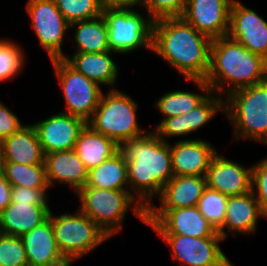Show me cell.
Returning a JSON list of instances; mask_svg holds the SVG:
<instances>
[{"label": "cell", "mask_w": 267, "mask_h": 266, "mask_svg": "<svg viewBox=\"0 0 267 266\" xmlns=\"http://www.w3.org/2000/svg\"><path fill=\"white\" fill-rule=\"evenodd\" d=\"M227 200V195L207 187L198 201L197 208L216 231L223 226Z\"/></svg>", "instance_id": "1f68e13d"}, {"label": "cell", "mask_w": 267, "mask_h": 266, "mask_svg": "<svg viewBox=\"0 0 267 266\" xmlns=\"http://www.w3.org/2000/svg\"><path fill=\"white\" fill-rule=\"evenodd\" d=\"M50 61L66 104V110L62 112L79 117L87 123L104 91L98 83L78 72L64 58Z\"/></svg>", "instance_id": "9c48e42d"}, {"label": "cell", "mask_w": 267, "mask_h": 266, "mask_svg": "<svg viewBox=\"0 0 267 266\" xmlns=\"http://www.w3.org/2000/svg\"><path fill=\"white\" fill-rule=\"evenodd\" d=\"M224 266H234V264H232L230 261L228 263H226Z\"/></svg>", "instance_id": "b9f144b4"}, {"label": "cell", "mask_w": 267, "mask_h": 266, "mask_svg": "<svg viewBox=\"0 0 267 266\" xmlns=\"http://www.w3.org/2000/svg\"><path fill=\"white\" fill-rule=\"evenodd\" d=\"M48 190L49 189L12 186L11 203H32V205L48 206Z\"/></svg>", "instance_id": "8d00e7d4"}, {"label": "cell", "mask_w": 267, "mask_h": 266, "mask_svg": "<svg viewBox=\"0 0 267 266\" xmlns=\"http://www.w3.org/2000/svg\"><path fill=\"white\" fill-rule=\"evenodd\" d=\"M25 51L12 40L0 39V83L12 81L25 68Z\"/></svg>", "instance_id": "4dcf8cb0"}, {"label": "cell", "mask_w": 267, "mask_h": 266, "mask_svg": "<svg viewBox=\"0 0 267 266\" xmlns=\"http://www.w3.org/2000/svg\"><path fill=\"white\" fill-rule=\"evenodd\" d=\"M217 148L203 139H178L170 144L171 165L174 176H206Z\"/></svg>", "instance_id": "e0dca14e"}, {"label": "cell", "mask_w": 267, "mask_h": 266, "mask_svg": "<svg viewBox=\"0 0 267 266\" xmlns=\"http://www.w3.org/2000/svg\"><path fill=\"white\" fill-rule=\"evenodd\" d=\"M227 35L267 60V21L239 0L231 3Z\"/></svg>", "instance_id": "4fadbf2b"}, {"label": "cell", "mask_w": 267, "mask_h": 266, "mask_svg": "<svg viewBox=\"0 0 267 266\" xmlns=\"http://www.w3.org/2000/svg\"><path fill=\"white\" fill-rule=\"evenodd\" d=\"M4 163H5L4 157L0 149V177L4 176Z\"/></svg>", "instance_id": "60d3db41"}, {"label": "cell", "mask_w": 267, "mask_h": 266, "mask_svg": "<svg viewBox=\"0 0 267 266\" xmlns=\"http://www.w3.org/2000/svg\"><path fill=\"white\" fill-rule=\"evenodd\" d=\"M28 266H71L61 254L50 218L22 236Z\"/></svg>", "instance_id": "ffe728a7"}, {"label": "cell", "mask_w": 267, "mask_h": 266, "mask_svg": "<svg viewBox=\"0 0 267 266\" xmlns=\"http://www.w3.org/2000/svg\"><path fill=\"white\" fill-rule=\"evenodd\" d=\"M206 188V176H173L157 197L160 206L152 203L146 210H170L197 206Z\"/></svg>", "instance_id": "44dd1931"}, {"label": "cell", "mask_w": 267, "mask_h": 266, "mask_svg": "<svg viewBox=\"0 0 267 266\" xmlns=\"http://www.w3.org/2000/svg\"><path fill=\"white\" fill-rule=\"evenodd\" d=\"M233 0H186L181 17L211 39L226 36L229 31Z\"/></svg>", "instance_id": "2e32d148"}, {"label": "cell", "mask_w": 267, "mask_h": 266, "mask_svg": "<svg viewBox=\"0 0 267 266\" xmlns=\"http://www.w3.org/2000/svg\"><path fill=\"white\" fill-rule=\"evenodd\" d=\"M4 177L12 186L33 189H52L49 187L45 164L26 165L13 162L4 163Z\"/></svg>", "instance_id": "f546056e"}, {"label": "cell", "mask_w": 267, "mask_h": 266, "mask_svg": "<svg viewBox=\"0 0 267 266\" xmlns=\"http://www.w3.org/2000/svg\"><path fill=\"white\" fill-rule=\"evenodd\" d=\"M111 50L101 53L74 52L63 58L78 72L99 85L109 86V90L115 88L119 74L118 65L114 62Z\"/></svg>", "instance_id": "603a6c76"}, {"label": "cell", "mask_w": 267, "mask_h": 266, "mask_svg": "<svg viewBox=\"0 0 267 266\" xmlns=\"http://www.w3.org/2000/svg\"><path fill=\"white\" fill-rule=\"evenodd\" d=\"M186 0H140L139 6L155 21L167 17H181Z\"/></svg>", "instance_id": "e575fe53"}, {"label": "cell", "mask_w": 267, "mask_h": 266, "mask_svg": "<svg viewBox=\"0 0 267 266\" xmlns=\"http://www.w3.org/2000/svg\"><path fill=\"white\" fill-rule=\"evenodd\" d=\"M74 29L75 52L101 53L109 51L108 27L103 15L70 24Z\"/></svg>", "instance_id": "83f0119b"}, {"label": "cell", "mask_w": 267, "mask_h": 266, "mask_svg": "<svg viewBox=\"0 0 267 266\" xmlns=\"http://www.w3.org/2000/svg\"><path fill=\"white\" fill-rule=\"evenodd\" d=\"M26 12L39 43L50 60L63 58V41L70 23L61 14L54 0H28Z\"/></svg>", "instance_id": "30bf717a"}, {"label": "cell", "mask_w": 267, "mask_h": 266, "mask_svg": "<svg viewBox=\"0 0 267 266\" xmlns=\"http://www.w3.org/2000/svg\"><path fill=\"white\" fill-rule=\"evenodd\" d=\"M146 225L158 235L222 237L197 206L170 210H146Z\"/></svg>", "instance_id": "8fae6325"}, {"label": "cell", "mask_w": 267, "mask_h": 266, "mask_svg": "<svg viewBox=\"0 0 267 266\" xmlns=\"http://www.w3.org/2000/svg\"><path fill=\"white\" fill-rule=\"evenodd\" d=\"M266 79L267 60L262 56L228 35L212 39L210 67L205 78L212 92L225 98L235 90Z\"/></svg>", "instance_id": "3957f363"}, {"label": "cell", "mask_w": 267, "mask_h": 266, "mask_svg": "<svg viewBox=\"0 0 267 266\" xmlns=\"http://www.w3.org/2000/svg\"><path fill=\"white\" fill-rule=\"evenodd\" d=\"M50 206L10 203L0 213V233L22 236L49 218Z\"/></svg>", "instance_id": "d4e9b609"}, {"label": "cell", "mask_w": 267, "mask_h": 266, "mask_svg": "<svg viewBox=\"0 0 267 266\" xmlns=\"http://www.w3.org/2000/svg\"><path fill=\"white\" fill-rule=\"evenodd\" d=\"M49 218L55 240L63 257L71 264L89 254L110 237L88 216L78 209L75 213L53 215Z\"/></svg>", "instance_id": "52a82bcc"}, {"label": "cell", "mask_w": 267, "mask_h": 266, "mask_svg": "<svg viewBox=\"0 0 267 266\" xmlns=\"http://www.w3.org/2000/svg\"><path fill=\"white\" fill-rule=\"evenodd\" d=\"M212 39L182 17H167L153 23L152 51L186 80H205L210 67Z\"/></svg>", "instance_id": "7a4b0ae2"}, {"label": "cell", "mask_w": 267, "mask_h": 266, "mask_svg": "<svg viewBox=\"0 0 267 266\" xmlns=\"http://www.w3.org/2000/svg\"><path fill=\"white\" fill-rule=\"evenodd\" d=\"M251 190L267 214V156L252 165Z\"/></svg>", "instance_id": "d590c367"}, {"label": "cell", "mask_w": 267, "mask_h": 266, "mask_svg": "<svg viewBox=\"0 0 267 266\" xmlns=\"http://www.w3.org/2000/svg\"><path fill=\"white\" fill-rule=\"evenodd\" d=\"M219 111L224 113V98L212 92L193 110L183 115L161 119L153 131L160 139L168 143V138L177 136L183 138L198 131L215 118Z\"/></svg>", "instance_id": "5bb4252c"}, {"label": "cell", "mask_w": 267, "mask_h": 266, "mask_svg": "<svg viewBox=\"0 0 267 266\" xmlns=\"http://www.w3.org/2000/svg\"><path fill=\"white\" fill-rule=\"evenodd\" d=\"M17 115L0 101V142L24 126Z\"/></svg>", "instance_id": "74e56055"}, {"label": "cell", "mask_w": 267, "mask_h": 266, "mask_svg": "<svg viewBox=\"0 0 267 266\" xmlns=\"http://www.w3.org/2000/svg\"><path fill=\"white\" fill-rule=\"evenodd\" d=\"M139 1L140 0H100L103 8H135V6L139 7Z\"/></svg>", "instance_id": "ab89813d"}, {"label": "cell", "mask_w": 267, "mask_h": 266, "mask_svg": "<svg viewBox=\"0 0 267 266\" xmlns=\"http://www.w3.org/2000/svg\"><path fill=\"white\" fill-rule=\"evenodd\" d=\"M44 163L50 188L56 183L66 184L76 194L87 183L89 170L74 149L46 154Z\"/></svg>", "instance_id": "7402d4cb"}, {"label": "cell", "mask_w": 267, "mask_h": 266, "mask_svg": "<svg viewBox=\"0 0 267 266\" xmlns=\"http://www.w3.org/2000/svg\"><path fill=\"white\" fill-rule=\"evenodd\" d=\"M120 155L127 162L130 193L147 209L174 174L170 143L152 130L118 144Z\"/></svg>", "instance_id": "6da1fadb"}, {"label": "cell", "mask_w": 267, "mask_h": 266, "mask_svg": "<svg viewBox=\"0 0 267 266\" xmlns=\"http://www.w3.org/2000/svg\"><path fill=\"white\" fill-rule=\"evenodd\" d=\"M138 104L127 93L118 89L102 93L99 105L87 124L96 132L112 139L116 144L137 138L148 130L139 127Z\"/></svg>", "instance_id": "8992f818"}, {"label": "cell", "mask_w": 267, "mask_h": 266, "mask_svg": "<svg viewBox=\"0 0 267 266\" xmlns=\"http://www.w3.org/2000/svg\"><path fill=\"white\" fill-rule=\"evenodd\" d=\"M224 114L232 123L235 141L246 139L267 145V79L226 96Z\"/></svg>", "instance_id": "5b68a950"}, {"label": "cell", "mask_w": 267, "mask_h": 266, "mask_svg": "<svg viewBox=\"0 0 267 266\" xmlns=\"http://www.w3.org/2000/svg\"><path fill=\"white\" fill-rule=\"evenodd\" d=\"M57 8L71 24L76 21L90 20L102 15L100 0H54Z\"/></svg>", "instance_id": "d6a6232c"}, {"label": "cell", "mask_w": 267, "mask_h": 266, "mask_svg": "<svg viewBox=\"0 0 267 266\" xmlns=\"http://www.w3.org/2000/svg\"><path fill=\"white\" fill-rule=\"evenodd\" d=\"M86 186L99 189L129 190L127 162L117 151L88 172Z\"/></svg>", "instance_id": "f1b7e54d"}, {"label": "cell", "mask_w": 267, "mask_h": 266, "mask_svg": "<svg viewBox=\"0 0 267 266\" xmlns=\"http://www.w3.org/2000/svg\"><path fill=\"white\" fill-rule=\"evenodd\" d=\"M207 187L227 196L242 195L251 191L252 166L216 154L206 174Z\"/></svg>", "instance_id": "ac0fdd59"}, {"label": "cell", "mask_w": 267, "mask_h": 266, "mask_svg": "<svg viewBox=\"0 0 267 266\" xmlns=\"http://www.w3.org/2000/svg\"><path fill=\"white\" fill-rule=\"evenodd\" d=\"M172 250L171 260L183 266H224L229 262L219 243L223 237L159 235Z\"/></svg>", "instance_id": "7c38bea8"}, {"label": "cell", "mask_w": 267, "mask_h": 266, "mask_svg": "<svg viewBox=\"0 0 267 266\" xmlns=\"http://www.w3.org/2000/svg\"><path fill=\"white\" fill-rule=\"evenodd\" d=\"M108 27L109 49L119 55L129 54L144 47L152 51L154 20L133 8H103ZM147 16V17H146Z\"/></svg>", "instance_id": "ba28073f"}, {"label": "cell", "mask_w": 267, "mask_h": 266, "mask_svg": "<svg viewBox=\"0 0 267 266\" xmlns=\"http://www.w3.org/2000/svg\"><path fill=\"white\" fill-rule=\"evenodd\" d=\"M74 150L84 166L90 170L115 154L118 144L86 124L77 137Z\"/></svg>", "instance_id": "484cf974"}, {"label": "cell", "mask_w": 267, "mask_h": 266, "mask_svg": "<svg viewBox=\"0 0 267 266\" xmlns=\"http://www.w3.org/2000/svg\"><path fill=\"white\" fill-rule=\"evenodd\" d=\"M0 266H28L22 238L0 233Z\"/></svg>", "instance_id": "836d02e7"}, {"label": "cell", "mask_w": 267, "mask_h": 266, "mask_svg": "<svg viewBox=\"0 0 267 266\" xmlns=\"http://www.w3.org/2000/svg\"><path fill=\"white\" fill-rule=\"evenodd\" d=\"M12 185L4 177H0V213L11 203Z\"/></svg>", "instance_id": "f35d334b"}, {"label": "cell", "mask_w": 267, "mask_h": 266, "mask_svg": "<svg viewBox=\"0 0 267 266\" xmlns=\"http://www.w3.org/2000/svg\"><path fill=\"white\" fill-rule=\"evenodd\" d=\"M76 195L78 210L91 218L110 238L122 230L129 209L146 223V209L129 190L99 189L84 186Z\"/></svg>", "instance_id": "277c9868"}, {"label": "cell", "mask_w": 267, "mask_h": 266, "mask_svg": "<svg viewBox=\"0 0 267 266\" xmlns=\"http://www.w3.org/2000/svg\"><path fill=\"white\" fill-rule=\"evenodd\" d=\"M258 218H267V214L261 209L252 190L242 195L228 196L224 223L217 232L225 240L229 237L228 231L235 236L254 234Z\"/></svg>", "instance_id": "d6986e66"}, {"label": "cell", "mask_w": 267, "mask_h": 266, "mask_svg": "<svg viewBox=\"0 0 267 266\" xmlns=\"http://www.w3.org/2000/svg\"><path fill=\"white\" fill-rule=\"evenodd\" d=\"M86 124L83 119L65 112L32 123L45 155L74 149L77 137Z\"/></svg>", "instance_id": "9a60e30c"}, {"label": "cell", "mask_w": 267, "mask_h": 266, "mask_svg": "<svg viewBox=\"0 0 267 266\" xmlns=\"http://www.w3.org/2000/svg\"><path fill=\"white\" fill-rule=\"evenodd\" d=\"M5 162L26 165L45 164V154L32 124H25L0 142Z\"/></svg>", "instance_id": "cb8c5ba5"}, {"label": "cell", "mask_w": 267, "mask_h": 266, "mask_svg": "<svg viewBox=\"0 0 267 266\" xmlns=\"http://www.w3.org/2000/svg\"><path fill=\"white\" fill-rule=\"evenodd\" d=\"M187 81L193 82L203 94L183 90L168 91L162 94V96L155 101L154 105L162 114V119L183 115L193 110L212 93L211 87L205 80L187 79Z\"/></svg>", "instance_id": "4316f807"}]
</instances>
